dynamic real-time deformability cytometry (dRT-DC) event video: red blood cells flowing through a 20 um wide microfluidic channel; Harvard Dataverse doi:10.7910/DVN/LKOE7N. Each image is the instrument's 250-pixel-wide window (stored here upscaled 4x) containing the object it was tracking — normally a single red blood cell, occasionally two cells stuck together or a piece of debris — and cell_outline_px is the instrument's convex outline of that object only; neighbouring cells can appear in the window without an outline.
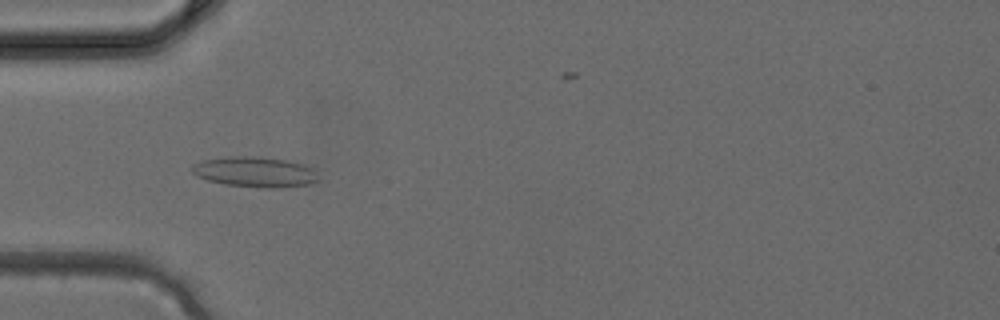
{"species": "common noctule bat (a hibernating species)", "species_latin": "Nyctalus noctula", "temperature_condition": "cold", "stored_images_in_passage": 3, "camera_frame_rate_fps": 3000, "um_per_image_px": 0.085, "animal": {"sex": "female", "body_mass_g": 24.6, "forearm_length_mm": 56.2}, "frame": {"image": 1, "passage_image": 3, "time_ms": 0.667, "image_size_px": [1000, 320], "cell_outline_px": [[316, 180], [308, 184], [276, 188], [260, 188], [224, 184], [208, 180], [196, 176], [192, 172], [192, 164], [200, 160], [232, 156], [256, 156], [288, 160], [304, 164], [312, 168]], "centroid_in_image_um": [21.6, 14.6], "position_along_channel_um": 63.4, "area_um2": 22.31}}